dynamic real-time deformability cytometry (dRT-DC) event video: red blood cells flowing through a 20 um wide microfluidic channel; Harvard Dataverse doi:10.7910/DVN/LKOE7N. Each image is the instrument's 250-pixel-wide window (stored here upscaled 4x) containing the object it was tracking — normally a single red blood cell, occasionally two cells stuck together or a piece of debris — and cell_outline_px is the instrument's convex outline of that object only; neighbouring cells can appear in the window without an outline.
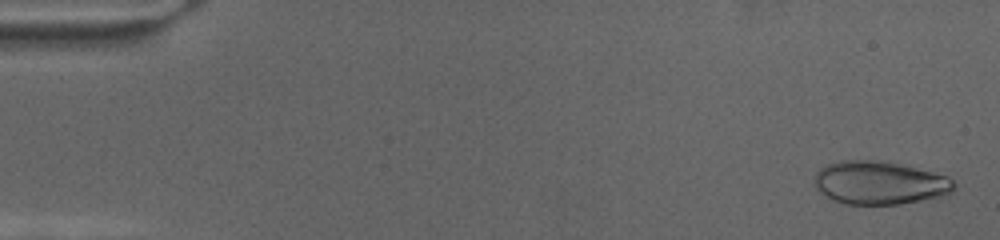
{"species": "human", "species_latin": "Homo sapiens", "temperature_condition": "cold", "stored_images_in_passage": 71, "camera_frame_rate_fps": 3000, "um_per_image_px": 0.085, "donor": {"sex": "female"}, "frame": {"image": 1, "passage_image": 2, "time_ms": 0.333, "image_size_px": [1000, 240], "cell_outline_px": [[956, 184], [952, 192], [940, 200], [900, 204], [844, 204], [832, 200], [824, 196], [816, 188], [816, 172], [820, 168], [828, 164], [840, 160], [884, 160], [948, 176]], "centroid_in_image_um": [74.84, 15.56], "position_along_channel_um": 10.2, "area_um2": 35.89}}
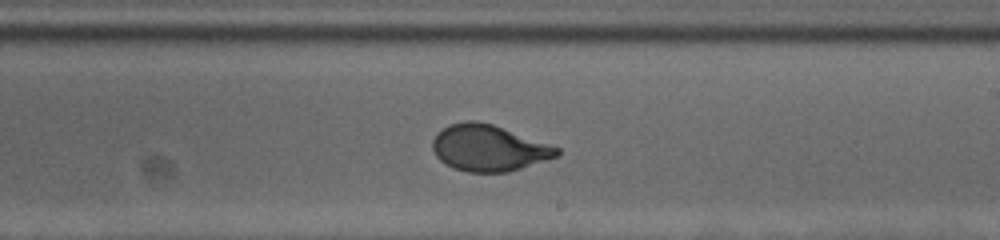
{"frame": {"image": 2, "passage_image": 42, "time_ms": 13.667, "image_size_px": [1000, 240], "cell_outline_px": [[560, 156], [508, 172], [468, 172], [444, 164], [436, 156], [432, 148], [432, 140], [436, 132], [448, 124], [468, 120], [476, 120], [492, 124], [560, 148]], "centroid_in_image_um": [41.51, 12.57], "position_along_channel_um": 247.5, "area_um2": 33.58}}
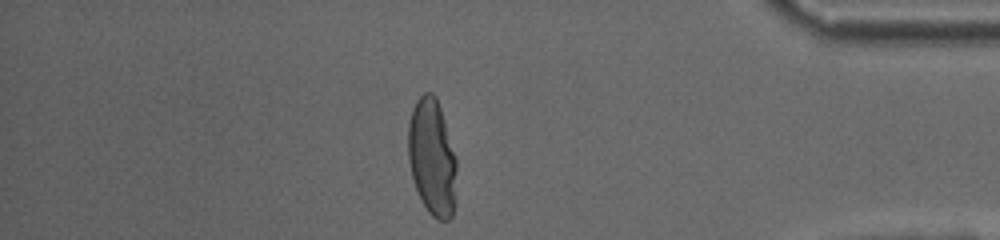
{"frame": {"image": 3, "passage_image": 61, "time_ms": 20.0, "image_size_px": [1000, 240], "cell_outline_px": [[456, 196], [452, 216], [448, 220], [440, 220], [432, 216], [428, 212], [420, 200], [412, 176], [408, 160], [408, 124], [412, 108], [416, 100], [424, 92], [432, 92], [436, 96], [456, 156]], "centroid_in_image_um": [36.73, 13.38], "position_along_channel_um": 398.5, "area_um2": 33.23}}